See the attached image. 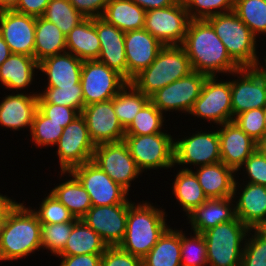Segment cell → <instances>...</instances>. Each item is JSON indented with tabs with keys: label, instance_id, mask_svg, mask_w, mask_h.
Listing matches in <instances>:
<instances>
[{
	"label": "cell",
	"instance_id": "obj_1",
	"mask_svg": "<svg viewBox=\"0 0 266 266\" xmlns=\"http://www.w3.org/2000/svg\"><path fill=\"white\" fill-rule=\"evenodd\" d=\"M181 46L187 53L193 71L208 77H219L222 73L229 76L240 69L206 19L189 21Z\"/></svg>",
	"mask_w": 266,
	"mask_h": 266
},
{
	"label": "cell",
	"instance_id": "obj_2",
	"mask_svg": "<svg viewBox=\"0 0 266 266\" xmlns=\"http://www.w3.org/2000/svg\"><path fill=\"white\" fill-rule=\"evenodd\" d=\"M40 249L41 222L30 206L19 202L2 224L0 261L25 259Z\"/></svg>",
	"mask_w": 266,
	"mask_h": 266
},
{
	"label": "cell",
	"instance_id": "obj_3",
	"mask_svg": "<svg viewBox=\"0 0 266 266\" xmlns=\"http://www.w3.org/2000/svg\"><path fill=\"white\" fill-rule=\"evenodd\" d=\"M153 203L142 200L132 201L128 207L126 233L119 247L143 259L157 243L159 237L170 226L167 212Z\"/></svg>",
	"mask_w": 266,
	"mask_h": 266
},
{
	"label": "cell",
	"instance_id": "obj_4",
	"mask_svg": "<svg viewBox=\"0 0 266 266\" xmlns=\"http://www.w3.org/2000/svg\"><path fill=\"white\" fill-rule=\"evenodd\" d=\"M193 71L181 45L163 46L155 60L137 74L131 83L149 98L168 84L186 77Z\"/></svg>",
	"mask_w": 266,
	"mask_h": 266
},
{
	"label": "cell",
	"instance_id": "obj_5",
	"mask_svg": "<svg viewBox=\"0 0 266 266\" xmlns=\"http://www.w3.org/2000/svg\"><path fill=\"white\" fill-rule=\"evenodd\" d=\"M240 68H252L257 57V38L234 11L206 19Z\"/></svg>",
	"mask_w": 266,
	"mask_h": 266
},
{
	"label": "cell",
	"instance_id": "obj_6",
	"mask_svg": "<svg viewBox=\"0 0 266 266\" xmlns=\"http://www.w3.org/2000/svg\"><path fill=\"white\" fill-rule=\"evenodd\" d=\"M249 228L237 217L205 231L208 266H241Z\"/></svg>",
	"mask_w": 266,
	"mask_h": 266
},
{
	"label": "cell",
	"instance_id": "obj_7",
	"mask_svg": "<svg viewBox=\"0 0 266 266\" xmlns=\"http://www.w3.org/2000/svg\"><path fill=\"white\" fill-rule=\"evenodd\" d=\"M124 141L142 173L174 168V139L165 129L151 135H125Z\"/></svg>",
	"mask_w": 266,
	"mask_h": 266
},
{
	"label": "cell",
	"instance_id": "obj_8",
	"mask_svg": "<svg viewBox=\"0 0 266 266\" xmlns=\"http://www.w3.org/2000/svg\"><path fill=\"white\" fill-rule=\"evenodd\" d=\"M212 130L198 129L184 138L174 137V167L179 165L181 169L192 170L187 165L197 168L221 162L218 129Z\"/></svg>",
	"mask_w": 266,
	"mask_h": 266
},
{
	"label": "cell",
	"instance_id": "obj_9",
	"mask_svg": "<svg viewBox=\"0 0 266 266\" xmlns=\"http://www.w3.org/2000/svg\"><path fill=\"white\" fill-rule=\"evenodd\" d=\"M188 114L199 120L205 119L210 125L213 122L216 127L233 121L231 79L225 82L218 76L207 77L200 96Z\"/></svg>",
	"mask_w": 266,
	"mask_h": 266
},
{
	"label": "cell",
	"instance_id": "obj_10",
	"mask_svg": "<svg viewBox=\"0 0 266 266\" xmlns=\"http://www.w3.org/2000/svg\"><path fill=\"white\" fill-rule=\"evenodd\" d=\"M80 83L85 106L111 100L128 81L98 60H85Z\"/></svg>",
	"mask_w": 266,
	"mask_h": 266
},
{
	"label": "cell",
	"instance_id": "obj_11",
	"mask_svg": "<svg viewBox=\"0 0 266 266\" xmlns=\"http://www.w3.org/2000/svg\"><path fill=\"white\" fill-rule=\"evenodd\" d=\"M190 18L183 0L164 8L146 11L144 29L161 44L182 45Z\"/></svg>",
	"mask_w": 266,
	"mask_h": 266
},
{
	"label": "cell",
	"instance_id": "obj_12",
	"mask_svg": "<svg viewBox=\"0 0 266 266\" xmlns=\"http://www.w3.org/2000/svg\"><path fill=\"white\" fill-rule=\"evenodd\" d=\"M71 172L90 196L92 206H109L124 203L129 192L114 182L92 160L72 168Z\"/></svg>",
	"mask_w": 266,
	"mask_h": 266
},
{
	"label": "cell",
	"instance_id": "obj_13",
	"mask_svg": "<svg viewBox=\"0 0 266 266\" xmlns=\"http://www.w3.org/2000/svg\"><path fill=\"white\" fill-rule=\"evenodd\" d=\"M56 146L60 171H70L92 160L96 146L89 136L85 118L81 114L64 128Z\"/></svg>",
	"mask_w": 266,
	"mask_h": 266
},
{
	"label": "cell",
	"instance_id": "obj_14",
	"mask_svg": "<svg viewBox=\"0 0 266 266\" xmlns=\"http://www.w3.org/2000/svg\"><path fill=\"white\" fill-rule=\"evenodd\" d=\"M92 161L128 192L132 181L142 176L124 140L96 145Z\"/></svg>",
	"mask_w": 266,
	"mask_h": 266
},
{
	"label": "cell",
	"instance_id": "obj_15",
	"mask_svg": "<svg viewBox=\"0 0 266 266\" xmlns=\"http://www.w3.org/2000/svg\"><path fill=\"white\" fill-rule=\"evenodd\" d=\"M208 76L192 71L186 77L175 80L150 97V101L164 114L181 112L187 115L200 96ZM172 110V111H171Z\"/></svg>",
	"mask_w": 266,
	"mask_h": 266
},
{
	"label": "cell",
	"instance_id": "obj_16",
	"mask_svg": "<svg viewBox=\"0 0 266 266\" xmlns=\"http://www.w3.org/2000/svg\"><path fill=\"white\" fill-rule=\"evenodd\" d=\"M129 198L122 204L92 206L81 220L92 228L108 246H119L126 233Z\"/></svg>",
	"mask_w": 266,
	"mask_h": 266
},
{
	"label": "cell",
	"instance_id": "obj_17",
	"mask_svg": "<svg viewBox=\"0 0 266 266\" xmlns=\"http://www.w3.org/2000/svg\"><path fill=\"white\" fill-rule=\"evenodd\" d=\"M233 119L241 112L266 106V79L253 68H240L230 74Z\"/></svg>",
	"mask_w": 266,
	"mask_h": 266
},
{
	"label": "cell",
	"instance_id": "obj_18",
	"mask_svg": "<svg viewBox=\"0 0 266 266\" xmlns=\"http://www.w3.org/2000/svg\"><path fill=\"white\" fill-rule=\"evenodd\" d=\"M88 133L96 145L124 140L125 129L120 124L113 109V101L87 105L81 111Z\"/></svg>",
	"mask_w": 266,
	"mask_h": 266
},
{
	"label": "cell",
	"instance_id": "obj_19",
	"mask_svg": "<svg viewBox=\"0 0 266 266\" xmlns=\"http://www.w3.org/2000/svg\"><path fill=\"white\" fill-rule=\"evenodd\" d=\"M36 17L16 11L0 12V34L11 53L34 57Z\"/></svg>",
	"mask_w": 266,
	"mask_h": 266
},
{
	"label": "cell",
	"instance_id": "obj_20",
	"mask_svg": "<svg viewBox=\"0 0 266 266\" xmlns=\"http://www.w3.org/2000/svg\"><path fill=\"white\" fill-rule=\"evenodd\" d=\"M237 179L233 190L236 217L249 229L263 228L266 225V186L239 183Z\"/></svg>",
	"mask_w": 266,
	"mask_h": 266
},
{
	"label": "cell",
	"instance_id": "obj_21",
	"mask_svg": "<svg viewBox=\"0 0 266 266\" xmlns=\"http://www.w3.org/2000/svg\"><path fill=\"white\" fill-rule=\"evenodd\" d=\"M124 44L128 82L146 69L164 46L145 29L125 32Z\"/></svg>",
	"mask_w": 266,
	"mask_h": 266
},
{
	"label": "cell",
	"instance_id": "obj_22",
	"mask_svg": "<svg viewBox=\"0 0 266 266\" xmlns=\"http://www.w3.org/2000/svg\"><path fill=\"white\" fill-rule=\"evenodd\" d=\"M31 93V94H30ZM11 92L0 102V126L14 131L31 130L38 109V93Z\"/></svg>",
	"mask_w": 266,
	"mask_h": 266
},
{
	"label": "cell",
	"instance_id": "obj_23",
	"mask_svg": "<svg viewBox=\"0 0 266 266\" xmlns=\"http://www.w3.org/2000/svg\"><path fill=\"white\" fill-rule=\"evenodd\" d=\"M217 128L221 162L237 172L245 160L256 150L257 142L241 130L234 121L221 124Z\"/></svg>",
	"mask_w": 266,
	"mask_h": 266
},
{
	"label": "cell",
	"instance_id": "obj_24",
	"mask_svg": "<svg viewBox=\"0 0 266 266\" xmlns=\"http://www.w3.org/2000/svg\"><path fill=\"white\" fill-rule=\"evenodd\" d=\"M95 28L101 45L97 60L127 80L125 32L108 23L102 17L95 18Z\"/></svg>",
	"mask_w": 266,
	"mask_h": 266
},
{
	"label": "cell",
	"instance_id": "obj_25",
	"mask_svg": "<svg viewBox=\"0 0 266 266\" xmlns=\"http://www.w3.org/2000/svg\"><path fill=\"white\" fill-rule=\"evenodd\" d=\"M233 203V197L208 198L186 215L191 231L203 233L218 224L234 220L236 214Z\"/></svg>",
	"mask_w": 266,
	"mask_h": 266
},
{
	"label": "cell",
	"instance_id": "obj_26",
	"mask_svg": "<svg viewBox=\"0 0 266 266\" xmlns=\"http://www.w3.org/2000/svg\"><path fill=\"white\" fill-rule=\"evenodd\" d=\"M83 61L70 52L56 54L39 62V69L46 77L44 87H67L80 82Z\"/></svg>",
	"mask_w": 266,
	"mask_h": 266
},
{
	"label": "cell",
	"instance_id": "obj_27",
	"mask_svg": "<svg viewBox=\"0 0 266 266\" xmlns=\"http://www.w3.org/2000/svg\"><path fill=\"white\" fill-rule=\"evenodd\" d=\"M39 69V63L29 55L12 53L0 65V86L11 91L26 92L35 79V70ZM24 90V91H22Z\"/></svg>",
	"mask_w": 266,
	"mask_h": 266
},
{
	"label": "cell",
	"instance_id": "obj_28",
	"mask_svg": "<svg viewBox=\"0 0 266 266\" xmlns=\"http://www.w3.org/2000/svg\"><path fill=\"white\" fill-rule=\"evenodd\" d=\"M192 171L207 198L233 197L237 173L223 162L200 166Z\"/></svg>",
	"mask_w": 266,
	"mask_h": 266
},
{
	"label": "cell",
	"instance_id": "obj_29",
	"mask_svg": "<svg viewBox=\"0 0 266 266\" xmlns=\"http://www.w3.org/2000/svg\"><path fill=\"white\" fill-rule=\"evenodd\" d=\"M100 49L95 18H85L66 36V52L72 53L82 61L97 60Z\"/></svg>",
	"mask_w": 266,
	"mask_h": 266
},
{
	"label": "cell",
	"instance_id": "obj_30",
	"mask_svg": "<svg viewBox=\"0 0 266 266\" xmlns=\"http://www.w3.org/2000/svg\"><path fill=\"white\" fill-rule=\"evenodd\" d=\"M60 177H70L66 181L51 189L50 193L56 197L74 216L81 219L92 207L90 196L78 179L69 171H60Z\"/></svg>",
	"mask_w": 266,
	"mask_h": 266
},
{
	"label": "cell",
	"instance_id": "obj_31",
	"mask_svg": "<svg viewBox=\"0 0 266 266\" xmlns=\"http://www.w3.org/2000/svg\"><path fill=\"white\" fill-rule=\"evenodd\" d=\"M146 11L132 0H109L102 18L123 32L144 29Z\"/></svg>",
	"mask_w": 266,
	"mask_h": 266
},
{
	"label": "cell",
	"instance_id": "obj_32",
	"mask_svg": "<svg viewBox=\"0 0 266 266\" xmlns=\"http://www.w3.org/2000/svg\"><path fill=\"white\" fill-rule=\"evenodd\" d=\"M180 229L168 227L142 259V266H181Z\"/></svg>",
	"mask_w": 266,
	"mask_h": 266
},
{
	"label": "cell",
	"instance_id": "obj_33",
	"mask_svg": "<svg viewBox=\"0 0 266 266\" xmlns=\"http://www.w3.org/2000/svg\"><path fill=\"white\" fill-rule=\"evenodd\" d=\"M66 52V36L52 22L36 17L34 58L43 59Z\"/></svg>",
	"mask_w": 266,
	"mask_h": 266
},
{
	"label": "cell",
	"instance_id": "obj_34",
	"mask_svg": "<svg viewBox=\"0 0 266 266\" xmlns=\"http://www.w3.org/2000/svg\"><path fill=\"white\" fill-rule=\"evenodd\" d=\"M107 247L108 245L92 228L81 219H76L65 247L58 256L103 254Z\"/></svg>",
	"mask_w": 266,
	"mask_h": 266
},
{
	"label": "cell",
	"instance_id": "obj_35",
	"mask_svg": "<svg viewBox=\"0 0 266 266\" xmlns=\"http://www.w3.org/2000/svg\"><path fill=\"white\" fill-rule=\"evenodd\" d=\"M172 183V195L175 196L182 211L187 215L195 207L203 204L208 198L192 170L178 168Z\"/></svg>",
	"mask_w": 266,
	"mask_h": 266
},
{
	"label": "cell",
	"instance_id": "obj_36",
	"mask_svg": "<svg viewBox=\"0 0 266 266\" xmlns=\"http://www.w3.org/2000/svg\"><path fill=\"white\" fill-rule=\"evenodd\" d=\"M111 100L120 124L126 129L150 98L128 82Z\"/></svg>",
	"mask_w": 266,
	"mask_h": 266
},
{
	"label": "cell",
	"instance_id": "obj_37",
	"mask_svg": "<svg viewBox=\"0 0 266 266\" xmlns=\"http://www.w3.org/2000/svg\"><path fill=\"white\" fill-rule=\"evenodd\" d=\"M164 114L149 100L125 129V135H151L162 133L166 123Z\"/></svg>",
	"mask_w": 266,
	"mask_h": 266
},
{
	"label": "cell",
	"instance_id": "obj_38",
	"mask_svg": "<svg viewBox=\"0 0 266 266\" xmlns=\"http://www.w3.org/2000/svg\"><path fill=\"white\" fill-rule=\"evenodd\" d=\"M234 12L257 39L261 34L266 35V2L264 0H235Z\"/></svg>",
	"mask_w": 266,
	"mask_h": 266
},
{
	"label": "cell",
	"instance_id": "obj_39",
	"mask_svg": "<svg viewBox=\"0 0 266 266\" xmlns=\"http://www.w3.org/2000/svg\"><path fill=\"white\" fill-rule=\"evenodd\" d=\"M42 17L54 23L65 36L85 19L69 0H50Z\"/></svg>",
	"mask_w": 266,
	"mask_h": 266
},
{
	"label": "cell",
	"instance_id": "obj_40",
	"mask_svg": "<svg viewBox=\"0 0 266 266\" xmlns=\"http://www.w3.org/2000/svg\"><path fill=\"white\" fill-rule=\"evenodd\" d=\"M38 103H51L64 105L76 109L80 114L84 109L83 92L81 83L67 87H45L38 92Z\"/></svg>",
	"mask_w": 266,
	"mask_h": 266
},
{
	"label": "cell",
	"instance_id": "obj_41",
	"mask_svg": "<svg viewBox=\"0 0 266 266\" xmlns=\"http://www.w3.org/2000/svg\"><path fill=\"white\" fill-rule=\"evenodd\" d=\"M192 233L180 229L181 266H208L205 238L202 233Z\"/></svg>",
	"mask_w": 266,
	"mask_h": 266
},
{
	"label": "cell",
	"instance_id": "obj_42",
	"mask_svg": "<svg viewBox=\"0 0 266 266\" xmlns=\"http://www.w3.org/2000/svg\"><path fill=\"white\" fill-rule=\"evenodd\" d=\"M63 130V126L55 121H51V118H47L37 109L30 130V141L37 148H42V146L54 147L58 143Z\"/></svg>",
	"mask_w": 266,
	"mask_h": 266
},
{
	"label": "cell",
	"instance_id": "obj_43",
	"mask_svg": "<svg viewBox=\"0 0 266 266\" xmlns=\"http://www.w3.org/2000/svg\"><path fill=\"white\" fill-rule=\"evenodd\" d=\"M241 266H266V230L264 228L249 229Z\"/></svg>",
	"mask_w": 266,
	"mask_h": 266
},
{
	"label": "cell",
	"instance_id": "obj_44",
	"mask_svg": "<svg viewBox=\"0 0 266 266\" xmlns=\"http://www.w3.org/2000/svg\"><path fill=\"white\" fill-rule=\"evenodd\" d=\"M73 222L41 224V249L58 256L72 232Z\"/></svg>",
	"mask_w": 266,
	"mask_h": 266
},
{
	"label": "cell",
	"instance_id": "obj_45",
	"mask_svg": "<svg viewBox=\"0 0 266 266\" xmlns=\"http://www.w3.org/2000/svg\"><path fill=\"white\" fill-rule=\"evenodd\" d=\"M44 196L42 201H40L41 204H38L40 205L39 208L33 207V209L30 207L41 224L74 222L76 220L70 211L50 192L47 196L46 194Z\"/></svg>",
	"mask_w": 266,
	"mask_h": 266
},
{
	"label": "cell",
	"instance_id": "obj_46",
	"mask_svg": "<svg viewBox=\"0 0 266 266\" xmlns=\"http://www.w3.org/2000/svg\"><path fill=\"white\" fill-rule=\"evenodd\" d=\"M190 20H204L234 11L235 0H183Z\"/></svg>",
	"mask_w": 266,
	"mask_h": 266
},
{
	"label": "cell",
	"instance_id": "obj_47",
	"mask_svg": "<svg viewBox=\"0 0 266 266\" xmlns=\"http://www.w3.org/2000/svg\"><path fill=\"white\" fill-rule=\"evenodd\" d=\"M233 121L255 142L266 132L264 108H256L241 112L234 117Z\"/></svg>",
	"mask_w": 266,
	"mask_h": 266
},
{
	"label": "cell",
	"instance_id": "obj_48",
	"mask_svg": "<svg viewBox=\"0 0 266 266\" xmlns=\"http://www.w3.org/2000/svg\"><path fill=\"white\" fill-rule=\"evenodd\" d=\"M241 169L243 171L242 173H244L243 182L266 186V157H264L258 150H255L245 160L244 164L236 173L241 174V172H239ZM245 175H247V178ZM247 179L249 180L247 181Z\"/></svg>",
	"mask_w": 266,
	"mask_h": 266
},
{
	"label": "cell",
	"instance_id": "obj_49",
	"mask_svg": "<svg viewBox=\"0 0 266 266\" xmlns=\"http://www.w3.org/2000/svg\"><path fill=\"white\" fill-rule=\"evenodd\" d=\"M38 110L47 118H51V121L59 123L64 128L80 115L72 107L51 103H38Z\"/></svg>",
	"mask_w": 266,
	"mask_h": 266
},
{
	"label": "cell",
	"instance_id": "obj_50",
	"mask_svg": "<svg viewBox=\"0 0 266 266\" xmlns=\"http://www.w3.org/2000/svg\"><path fill=\"white\" fill-rule=\"evenodd\" d=\"M101 266H142V259L119 246H108L102 254Z\"/></svg>",
	"mask_w": 266,
	"mask_h": 266
},
{
	"label": "cell",
	"instance_id": "obj_51",
	"mask_svg": "<svg viewBox=\"0 0 266 266\" xmlns=\"http://www.w3.org/2000/svg\"><path fill=\"white\" fill-rule=\"evenodd\" d=\"M109 0H69L85 18L102 17Z\"/></svg>",
	"mask_w": 266,
	"mask_h": 266
},
{
	"label": "cell",
	"instance_id": "obj_52",
	"mask_svg": "<svg viewBox=\"0 0 266 266\" xmlns=\"http://www.w3.org/2000/svg\"><path fill=\"white\" fill-rule=\"evenodd\" d=\"M102 254H80L57 256L61 259L59 266H101Z\"/></svg>",
	"mask_w": 266,
	"mask_h": 266
},
{
	"label": "cell",
	"instance_id": "obj_53",
	"mask_svg": "<svg viewBox=\"0 0 266 266\" xmlns=\"http://www.w3.org/2000/svg\"><path fill=\"white\" fill-rule=\"evenodd\" d=\"M49 2L50 0H20L14 11L21 14L40 17L44 14Z\"/></svg>",
	"mask_w": 266,
	"mask_h": 266
},
{
	"label": "cell",
	"instance_id": "obj_54",
	"mask_svg": "<svg viewBox=\"0 0 266 266\" xmlns=\"http://www.w3.org/2000/svg\"><path fill=\"white\" fill-rule=\"evenodd\" d=\"M145 11L164 8L176 4L179 0H132Z\"/></svg>",
	"mask_w": 266,
	"mask_h": 266
},
{
	"label": "cell",
	"instance_id": "obj_55",
	"mask_svg": "<svg viewBox=\"0 0 266 266\" xmlns=\"http://www.w3.org/2000/svg\"><path fill=\"white\" fill-rule=\"evenodd\" d=\"M13 199L0 193V217H8L9 213L19 204Z\"/></svg>",
	"mask_w": 266,
	"mask_h": 266
},
{
	"label": "cell",
	"instance_id": "obj_56",
	"mask_svg": "<svg viewBox=\"0 0 266 266\" xmlns=\"http://www.w3.org/2000/svg\"><path fill=\"white\" fill-rule=\"evenodd\" d=\"M9 46L4 41L2 35L0 34V65L11 55Z\"/></svg>",
	"mask_w": 266,
	"mask_h": 266
},
{
	"label": "cell",
	"instance_id": "obj_57",
	"mask_svg": "<svg viewBox=\"0 0 266 266\" xmlns=\"http://www.w3.org/2000/svg\"><path fill=\"white\" fill-rule=\"evenodd\" d=\"M264 54H266V52L264 53ZM261 59H259V57H257V59H256V61H255V63H254V65H253V69L261 76V77H263V78H265L266 79V56H264V58H263V62H261Z\"/></svg>",
	"mask_w": 266,
	"mask_h": 266
},
{
	"label": "cell",
	"instance_id": "obj_58",
	"mask_svg": "<svg viewBox=\"0 0 266 266\" xmlns=\"http://www.w3.org/2000/svg\"><path fill=\"white\" fill-rule=\"evenodd\" d=\"M19 2L20 0H0V12L15 10Z\"/></svg>",
	"mask_w": 266,
	"mask_h": 266
},
{
	"label": "cell",
	"instance_id": "obj_59",
	"mask_svg": "<svg viewBox=\"0 0 266 266\" xmlns=\"http://www.w3.org/2000/svg\"><path fill=\"white\" fill-rule=\"evenodd\" d=\"M256 150H258L264 157H266V132L257 141Z\"/></svg>",
	"mask_w": 266,
	"mask_h": 266
},
{
	"label": "cell",
	"instance_id": "obj_60",
	"mask_svg": "<svg viewBox=\"0 0 266 266\" xmlns=\"http://www.w3.org/2000/svg\"><path fill=\"white\" fill-rule=\"evenodd\" d=\"M6 218H7V217H0V234H1V228H2L3 221H4Z\"/></svg>",
	"mask_w": 266,
	"mask_h": 266
},
{
	"label": "cell",
	"instance_id": "obj_61",
	"mask_svg": "<svg viewBox=\"0 0 266 266\" xmlns=\"http://www.w3.org/2000/svg\"><path fill=\"white\" fill-rule=\"evenodd\" d=\"M264 122H265V128H266V106L264 107Z\"/></svg>",
	"mask_w": 266,
	"mask_h": 266
}]
</instances>
